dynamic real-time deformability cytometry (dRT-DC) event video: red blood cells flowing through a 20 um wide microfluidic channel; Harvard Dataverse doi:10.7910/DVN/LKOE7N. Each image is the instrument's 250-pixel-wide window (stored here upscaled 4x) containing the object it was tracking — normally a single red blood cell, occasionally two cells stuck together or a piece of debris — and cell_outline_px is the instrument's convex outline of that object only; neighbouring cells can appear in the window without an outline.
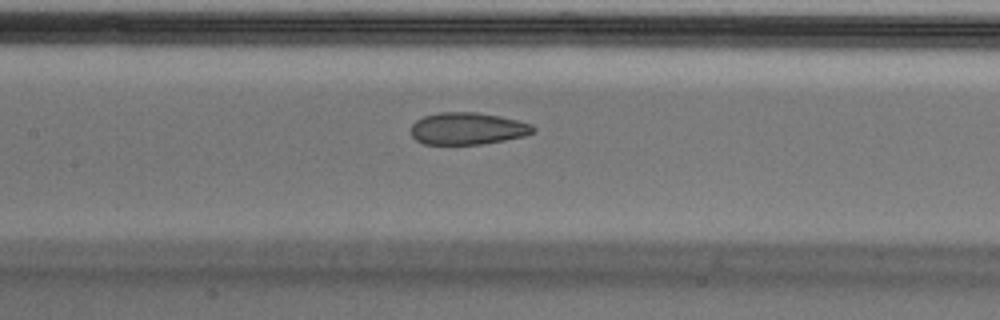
{"species": "Egyptian fruit bat (a non-hibernating species)", "species_latin": "Rousettus aegyptiacus", "temperature_condition": "cold", "stored_images_in_passage": 39, "camera_frame_rate_fps": 3000, "um_per_image_px": 0.085, "animal": {"sex": "male"}, "frame": {"image": 1, "passage_image": 17, "time_ms": 5.333, "image_size_px": [1000, 320], "cell_outline_px": [[536, 132], [524, 136], [484, 144], [424, 144], [416, 140], [412, 136], [412, 124], [416, 120], [424, 116], [440, 112], [476, 112], [500, 116], [532, 124], [536, 128]], "centroid_in_image_um": [39.77, 10.93], "position_along_channel_um": 167.6, "area_um2": 22.89}}
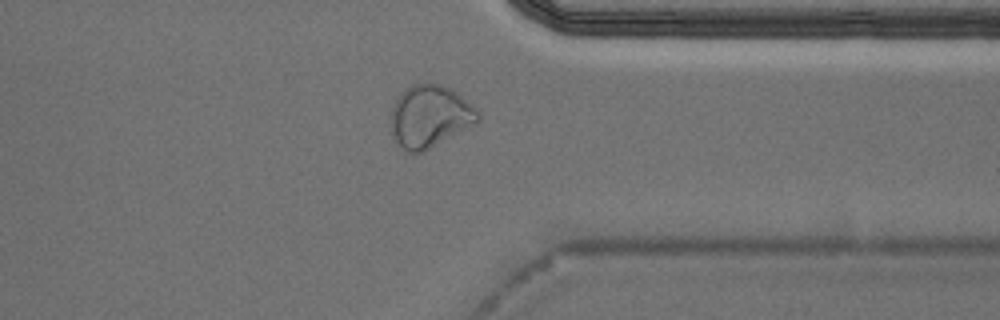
{"frame": {"image": 2, "passage_image": 34, "time_ms": 11.0, "image_size_px": [1000, 320], "cell_outline_px": [[480, 120], [476, 124], [420, 152], [408, 152], [396, 140], [392, 132], [392, 108], [400, 92], [404, 88], [412, 84], [424, 80], [440, 84], [452, 88], [472, 104], [480, 112]], "centroid_in_image_um": [36.57, 9.81], "position_along_channel_um": 374.8, "area_um2": 31.62}}